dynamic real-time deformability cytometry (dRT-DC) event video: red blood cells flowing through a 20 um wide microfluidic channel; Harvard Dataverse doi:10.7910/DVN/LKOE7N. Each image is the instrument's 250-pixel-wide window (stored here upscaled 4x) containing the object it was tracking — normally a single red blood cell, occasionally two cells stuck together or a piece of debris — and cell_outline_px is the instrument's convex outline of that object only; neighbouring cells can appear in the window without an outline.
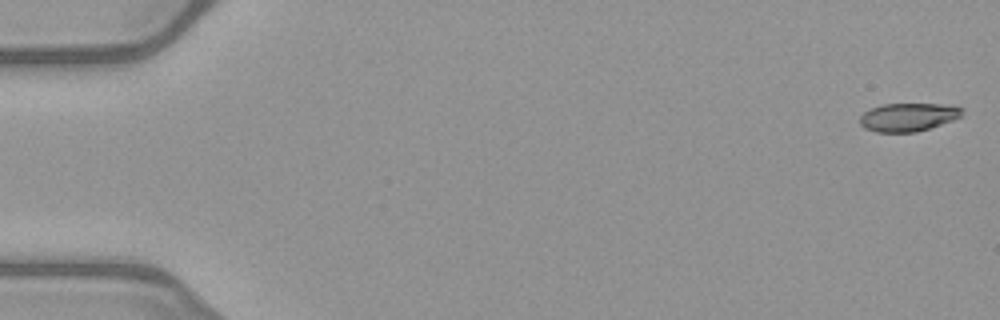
{"species": "common noctule bat (a hibernating species)", "species_latin": "Nyctalus noctula", "temperature_condition": "warm", "stored_images_in_passage": 17, "camera_frame_rate_fps": 3000, "um_per_image_px": 0.085, "animal": {"sex": "female", "body_mass_g": 21.9}, "frame": {"image": 1, "passage_image": 1, "time_ms": 0.0, "image_size_px": [1000, 320], "cell_outline_px": [[964, 108], [960, 116], [952, 120], [916, 132], [876, 132], [864, 128], [860, 124], [860, 116], [864, 112], [872, 108], [884, 104], [940, 104]], "centroid_in_image_um": [77.16, 9.96], "position_along_channel_um": 7.8, "area_um2": 16.59}}
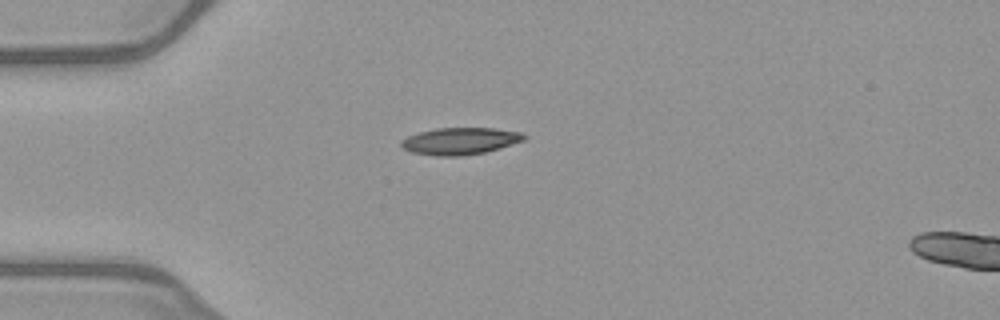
{"frame": {"image": 2, "passage_image": 14, "time_ms": 4.333, "image_size_px": [1000, 320], "cell_outline_px": [[528, 136], [524, 140], [500, 148], [484, 152], [460, 156], [436, 156], [412, 152], [404, 148], [400, 144], [400, 140], [408, 136], [420, 132], [436, 128], [492, 128], [520, 132]], "centroid_in_image_um": [39.1, 11.99], "position_along_channel_um": 45.9, "area_um2": 19.19}}